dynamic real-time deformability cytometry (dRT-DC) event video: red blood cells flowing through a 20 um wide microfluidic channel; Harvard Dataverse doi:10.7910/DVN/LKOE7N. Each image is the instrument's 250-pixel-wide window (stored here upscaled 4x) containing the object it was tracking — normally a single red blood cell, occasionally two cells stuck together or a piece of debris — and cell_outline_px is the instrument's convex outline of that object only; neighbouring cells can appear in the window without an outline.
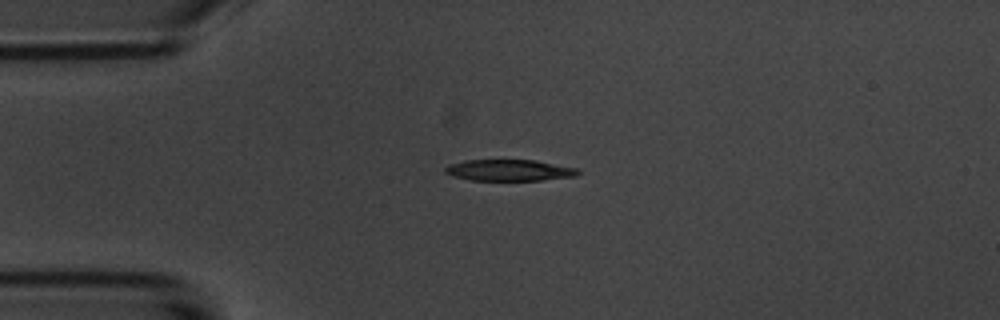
{"species": "common noctule bat (a hibernating species)", "species_latin": "Nyctalus noctula", "temperature_condition": "room temperature", "stored_images_in_passage": 7, "camera_frame_rate_fps": 3000, "um_per_image_px": 0.085, "animal": {"sex": "male", "body_mass_g": 20.1, "forearm_length_mm": 53.5}, "frame": {"image": 1, "passage_image": 1, "time_ms": 0.0, "image_size_px": [1000, 320], "cell_outline_px": [[580, 172], [576, 176], [540, 180], [472, 180], [452, 176], [444, 172], [444, 168], [448, 164], [468, 160], [536, 160], [580, 168]], "centroid_in_image_um": [43.31, 14.46], "position_along_channel_um": 41.7, "area_um2": 16.59}}
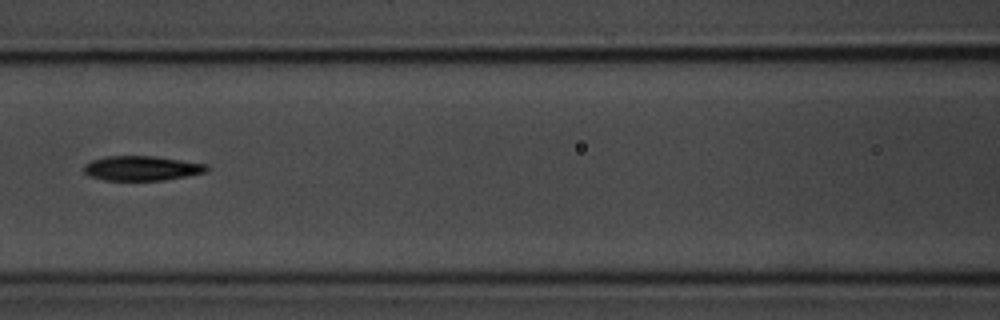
{"frame": {"image": 2, "passage_image": 4, "time_ms": 3.667, "image_size_px": [1000, 320], "cell_outline_px": [[208, 168], [204, 172], [164, 180], [104, 180], [88, 176], [84, 172], [84, 164], [92, 160], [108, 156], [152, 156], [208, 164]], "centroid_in_image_um": [12.0, 14.3], "position_along_channel_um": 154.6, "area_um2": 17.46}}
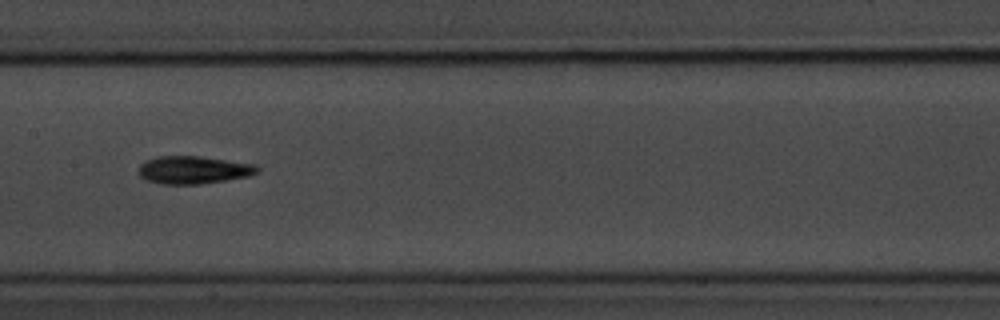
{"frame": {"image": 3, "passage_image": 5, "time_ms": 4.667, "image_size_px": [1000, 320], "cell_outline_px": [[260, 172], [248, 176], [200, 184], [164, 184], [148, 180], [140, 176], [140, 164], [144, 160], [156, 156], [200, 156], [256, 164], [260, 168]], "centroid_in_image_um": [16.47, 14.43], "position_along_channel_um": 190.9, "area_um2": 19.19}}